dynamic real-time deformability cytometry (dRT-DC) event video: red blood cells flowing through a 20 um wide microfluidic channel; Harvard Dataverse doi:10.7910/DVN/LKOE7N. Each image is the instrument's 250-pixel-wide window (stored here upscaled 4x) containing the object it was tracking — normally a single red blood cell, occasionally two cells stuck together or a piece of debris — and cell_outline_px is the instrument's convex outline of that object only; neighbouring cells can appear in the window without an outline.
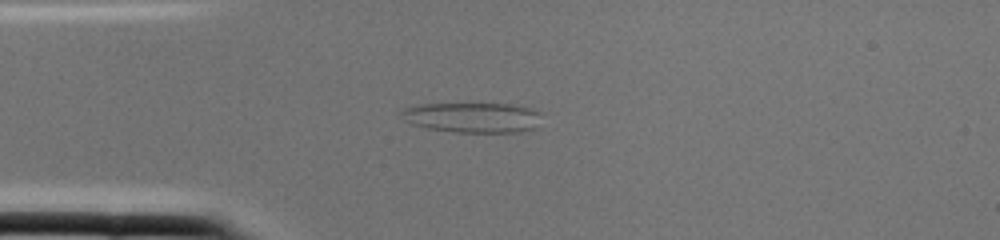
{"species": "common noctule bat (a hibernating species)", "species_latin": "Nyctalus noctula", "temperature_condition": "cold", "stored_images_in_passage": 1, "camera_frame_rate_fps": 3000, "um_per_image_px": 0.085, "animal": {"sex": "female", "body_mass_g": 22.0, "forearm_length_mm": 56.7}, "frame": {"image": 1, "passage_image": 1, "time_ms": 0.0, "image_size_px": [1000, 240], "cell_outline_px": [[540, 112], [536, 128], [520, 132], [456, 132], [428, 128], [412, 124], [404, 120], [400, 112], [404, 108], [420, 104], [512, 104], [532, 108]], "centroid_in_image_um": [40.18, 9.98], "position_along_channel_um": 44.8, "area_um2": 24.57}}